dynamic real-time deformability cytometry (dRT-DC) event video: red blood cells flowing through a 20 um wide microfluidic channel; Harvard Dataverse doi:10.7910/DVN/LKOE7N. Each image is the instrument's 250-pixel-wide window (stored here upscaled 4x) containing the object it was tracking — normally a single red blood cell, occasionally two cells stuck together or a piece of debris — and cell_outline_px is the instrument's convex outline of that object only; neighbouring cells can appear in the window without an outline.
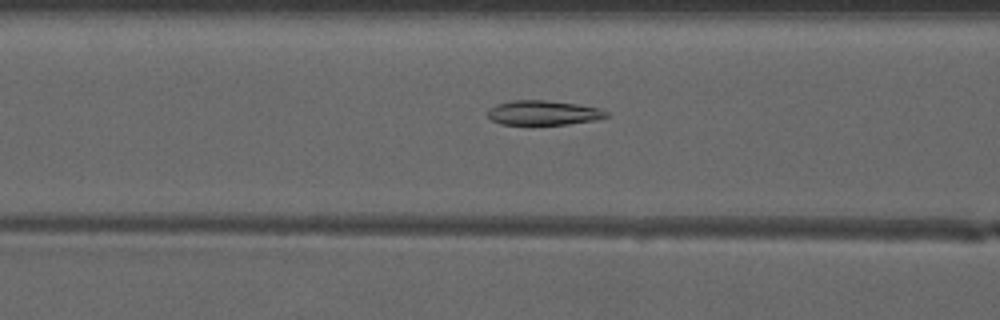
{"species": "common noctule bat (a hibernating species)", "species_latin": "Nyctalus noctula", "temperature_condition": "warm", "stored_images_in_passage": 32, "camera_frame_rate_fps": 3000, "um_per_image_px": 0.085, "animal": {"sex": "male", "forearm_length_mm": 52.5}, "frame": {"image": 1, "passage_image": 6, "time_ms": 1.667, "image_size_px": [1000, 320], "cell_outline_px": [[608, 116], [596, 120], [568, 124], [500, 124], [492, 120], [488, 116], [488, 108], [496, 104], [512, 100], [544, 100], [576, 104], [600, 108], [608, 112]], "centroid_in_image_um": [46.17, 9.58], "position_along_channel_um": 120.4, "area_um2": 16.94}}
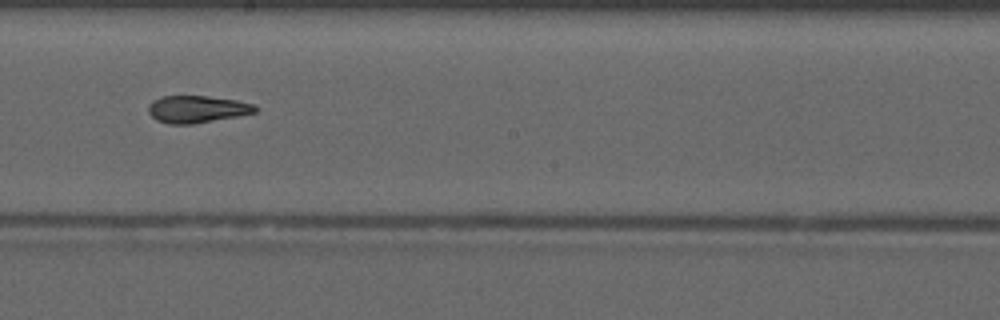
{"frame": {"image": 2, "passage_image": 14, "time_ms": 4.333, "image_size_px": [1000, 320], "cell_outline_px": [[260, 108], [256, 112], [236, 116], [192, 124], [168, 124], [156, 120], [148, 112], [148, 104], [164, 96], [208, 96], [236, 100], [252, 104]], "centroid_in_image_um": [16.74, 9.28], "position_along_channel_um": 231.5, "area_um2": 16.76}}
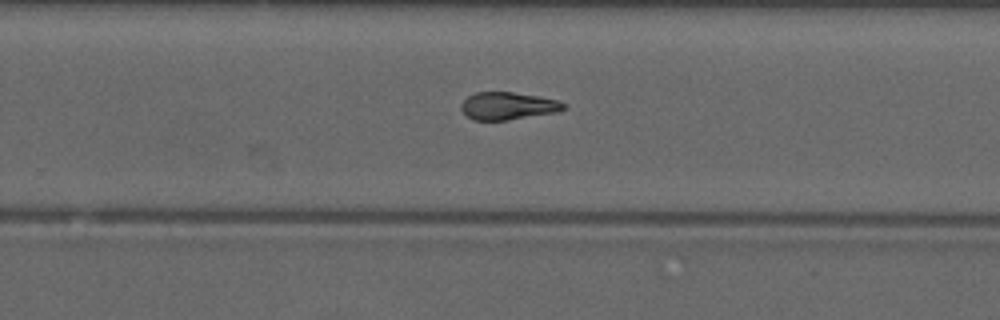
{"frame": {"image": 3, "passage_image": 18, "time_ms": 5.667, "image_size_px": [1000, 320], "cell_outline_px": [[564, 108], [556, 112], [508, 120], [472, 120], [460, 108], [460, 104], [468, 96], [476, 92], [512, 92], [536, 96], [556, 100], [564, 104]], "centroid_in_image_um": [43.11, 9.0], "position_along_channel_um": 286.7, "area_um2": 16.18}, "authors_computed_cell_mechanics": {"area_um2": 17.1377, "velocity_mm_per_s": 4.1656, "shape_relaxation_time_tau1_ms": null, "shape_relaxation_time_tau2_ms": 2.1055, "deformation_change_tau1": null, "deformation_change_tau2": 0.0736}}